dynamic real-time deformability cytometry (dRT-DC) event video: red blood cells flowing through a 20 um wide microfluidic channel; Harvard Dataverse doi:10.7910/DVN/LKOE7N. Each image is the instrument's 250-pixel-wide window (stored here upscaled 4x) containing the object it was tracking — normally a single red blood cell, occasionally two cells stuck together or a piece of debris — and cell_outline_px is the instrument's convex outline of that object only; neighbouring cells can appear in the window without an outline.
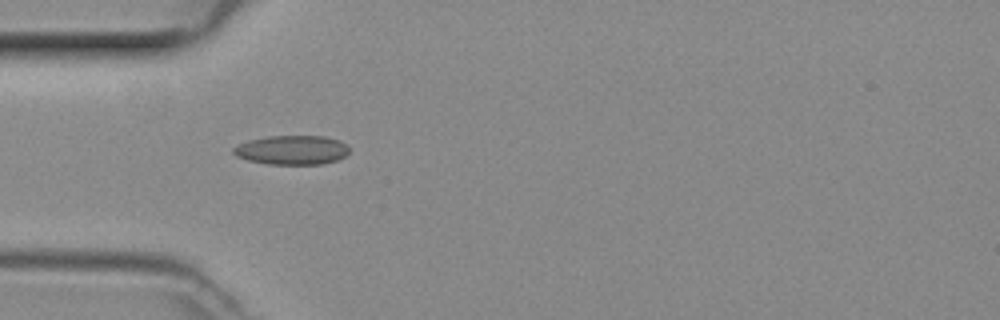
{"species": "common noctule bat (a hibernating species)", "species_latin": "Nyctalus noctula", "temperature_condition": "room temperature", "stored_images_in_passage": 35, "camera_frame_rate_fps": 3000, "um_per_image_px": 0.085, "animal": {"sex": "female", "body_mass_g": 29.2, "forearm_length_mm": 56.3}, "frame": {"image": 1, "passage_image": 1, "time_ms": 0.0, "image_size_px": [1000, 320], "cell_outline_px": [[348, 152], [344, 156], [336, 160], [320, 164], [268, 164], [248, 160], [236, 156], [232, 152], [232, 148], [236, 144], [248, 140], [268, 136], [324, 136], [340, 140], [348, 144]], "centroid_in_image_um": [24.78, 12.74], "position_along_channel_um": 60.2, "area_um2": 19.83}}
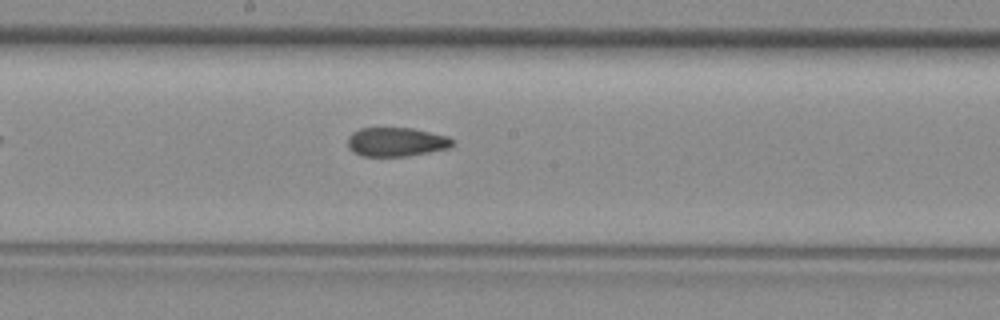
{"frame": {"image": 2, "passage_image": 12, "time_ms": 3.667, "image_size_px": [1000, 320], "cell_outline_px": [[456, 144], [448, 148], [428, 152], [404, 156], [364, 156], [352, 152], [348, 148], [348, 136], [352, 132], [360, 128], [412, 128], [448, 136], [456, 140]], "centroid_in_image_um": [33.69, 12.06], "position_along_channel_um": 214.5, "area_um2": 17.8}}
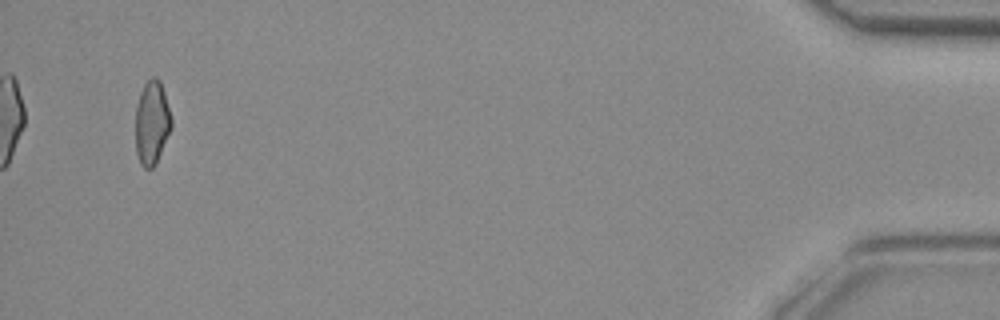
{"frame": {"image": 3, "passage_image": 33, "time_ms": 10.667, "image_size_px": [1000, 320], "cell_outline_px": [[172, 128], [156, 164], [152, 168], [144, 168], [140, 164], [136, 152], [136, 104], [140, 92], [144, 84], [152, 76], [156, 76], [160, 80], [164, 92], [172, 120]], "centroid_in_image_um": [12.91, 10.43], "position_along_channel_um": 422.3, "area_um2": 17.69}}